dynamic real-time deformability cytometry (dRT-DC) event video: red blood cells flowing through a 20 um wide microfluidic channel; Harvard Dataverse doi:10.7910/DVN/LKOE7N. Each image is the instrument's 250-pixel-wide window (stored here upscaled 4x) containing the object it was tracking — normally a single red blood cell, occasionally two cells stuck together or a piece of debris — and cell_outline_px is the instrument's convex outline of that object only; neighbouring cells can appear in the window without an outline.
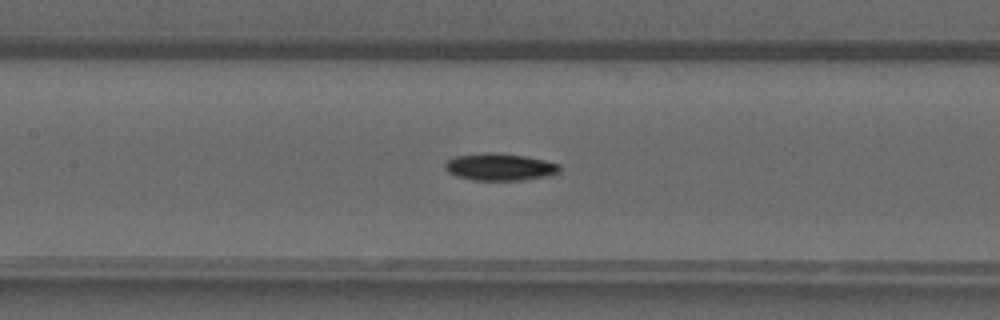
{"species": "common noctule bat (a hibernating species)", "species_latin": "Nyctalus noctula", "temperature_condition": "warm", "stored_images_in_passage": 26, "camera_frame_rate_fps": 3000, "um_per_image_px": 0.085, "animal": {"sex": "male", "forearm_length_mm": 52.5}, "frame": {"image": 1, "passage_image": 8, "time_ms": 2.333, "image_size_px": [1000, 320], "cell_outline_px": [[560, 172], [548, 176], [524, 180], [472, 180], [456, 176], [448, 172], [444, 168], [444, 164], [448, 160], [456, 156], [488, 152], [524, 156], [544, 160], [560, 164]], "centroid_in_image_um": [42.48, 14.2], "position_along_channel_um": 164.9, "area_um2": 18.09}}
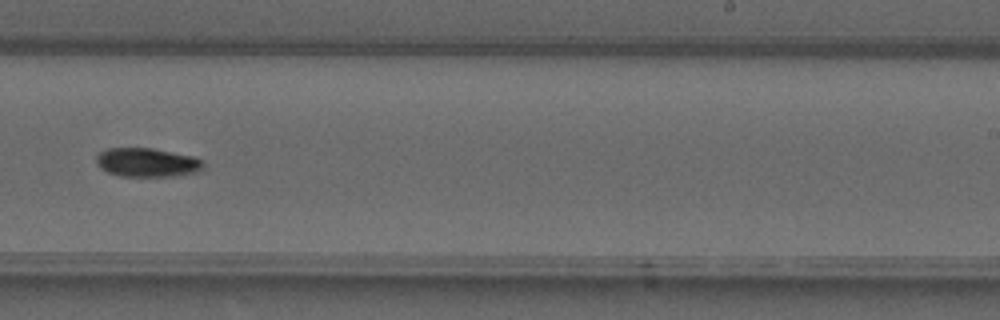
{"frame": {"image": 2, "passage_image": 16, "time_ms": 5.0, "image_size_px": [1000, 320], "cell_outline_px": [[204, 168], [196, 172], [176, 176], [120, 176], [108, 172], [100, 168], [96, 160], [96, 156], [100, 152], [108, 148], [152, 148], [192, 156], [204, 160]], "centroid_in_image_um": [12.52, 13.81], "position_along_channel_um": 276.5, "area_um2": 18.03}}
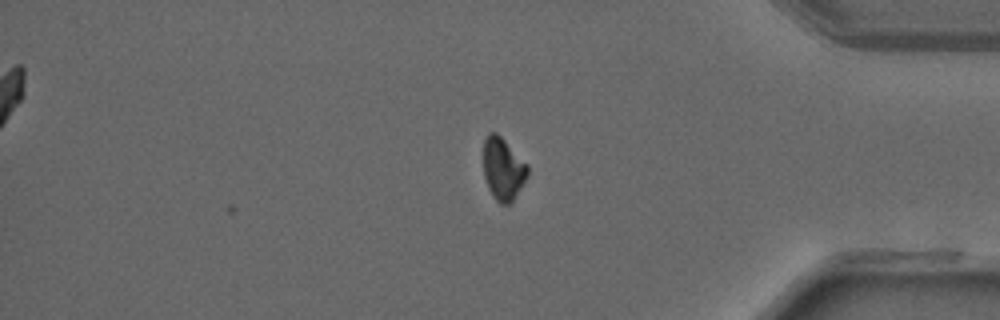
{"frame": {"image": 3, "passage_image": 26, "time_ms": 8.333, "image_size_px": [1000, 320], "cell_outline_px": [[528, 176], [512, 200], [508, 204], [500, 204], [492, 196], [488, 188], [484, 176], [484, 140], [488, 132], [496, 132], [528, 164]], "centroid_in_image_um": [42.75, 14.35], "position_along_channel_um": 392.4, "area_um2": 15.95}, "authors_computed_cell_mechanics": {"area_um2": 17.8024, "velocity_mm_per_s": 4.211, "shape_relaxation_time_tau1_ms": 3.5364, "shape_relaxation_time_tau2_ms": null, "deformation_change_tau1": 0.1166, "deformation_change_tau2": null}}